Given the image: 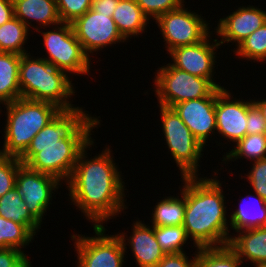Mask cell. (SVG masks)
I'll return each instance as SVG.
<instances>
[{
    "label": "cell",
    "instance_id": "cell-1",
    "mask_svg": "<svg viewBox=\"0 0 266 267\" xmlns=\"http://www.w3.org/2000/svg\"><path fill=\"white\" fill-rule=\"evenodd\" d=\"M93 139L79 154L73 172L66 182L70 203L75 205L91 226L105 225L110 219L119 217L128 207L125 199L124 175L115 162L111 147L97 155L87 153L94 145ZM89 148V149H88ZM114 158V159H113Z\"/></svg>",
    "mask_w": 266,
    "mask_h": 267
},
{
    "label": "cell",
    "instance_id": "cell-2",
    "mask_svg": "<svg viewBox=\"0 0 266 267\" xmlns=\"http://www.w3.org/2000/svg\"><path fill=\"white\" fill-rule=\"evenodd\" d=\"M182 177L181 194L185 197L183 227L193 247H219L229 244L230 219L225 193L217 176ZM215 176V177H214Z\"/></svg>",
    "mask_w": 266,
    "mask_h": 267
},
{
    "label": "cell",
    "instance_id": "cell-3",
    "mask_svg": "<svg viewBox=\"0 0 266 267\" xmlns=\"http://www.w3.org/2000/svg\"><path fill=\"white\" fill-rule=\"evenodd\" d=\"M70 75L52 66L43 57L21 55L19 85L21 97L56 105L61 110L77 108L71 102L75 94V84ZM74 85V87H73ZM75 106V107H74Z\"/></svg>",
    "mask_w": 266,
    "mask_h": 267
},
{
    "label": "cell",
    "instance_id": "cell-4",
    "mask_svg": "<svg viewBox=\"0 0 266 267\" xmlns=\"http://www.w3.org/2000/svg\"><path fill=\"white\" fill-rule=\"evenodd\" d=\"M6 109L4 142L0 155L20 158L32 139L62 110L56 105L20 97L2 105Z\"/></svg>",
    "mask_w": 266,
    "mask_h": 267
},
{
    "label": "cell",
    "instance_id": "cell-5",
    "mask_svg": "<svg viewBox=\"0 0 266 267\" xmlns=\"http://www.w3.org/2000/svg\"><path fill=\"white\" fill-rule=\"evenodd\" d=\"M159 107L162 134L166 141L168 153L179 167L182 177H195L199 174L202 152L205 146L192 134L190 129L185 125L172 107L157 105Z\"/></svg>",
    "mask_w": 266,
    "mask_h": 267
},
{
    "label": "cell",
    "instance_id": "cell-6",
    "mask_svg": "<svg viewBox=\"0 0 266 267\" xmlns=\"http://www.w3.org/2000/svg\"><path fill=\"white\" fill-rule=\"evenodd\" d=\"M52 29L46 31L38 30L41 33L42 44L47 53L43 59L47 60L57 69L67 72L69 75L89 76L91 67V57H89L81 43L76 38L71 23L61 22Z\"/></svg>",
    "mask_w": 266,
    "mask_h": 267
},
{
    "label": "cell",
    "instance_id": "cell-7",
    "mask_svg": "<svg viewBox=\"0 0 266 267\" xmlns=\"http://www.w3.org/2000/svg\"><path fill=\"white\" fill-rule=\"evenodd\" d=\"M93 139H61V144L30 145L19 158L29 169L50 174L66 183L80 152Z\"/></svg>",
    "mask_w": 266,
    "mask_h": 267
},
{
    "label": "cell",
    "instance_id": "cell-8",
    "mask_svg": "<svg viewBox=\"0 0 266 267\" xmlns=\"http://www.w3.org/2000/svg\"><path fill=\"white\" fill-rule=\"evenodd\" d=\"M154 92L159 105L172 107L180 102L208 97L217 87L207 78L173 67L170 62L157 68Z\"/></svg>",
    "mask_w": 266,
    "mask_h": 267
},
{
    "label": "cell",
    "instance_id": "cell-9",
    "mask_svg": "<svg viewBox=\"0 0 266 267\" xmlns=\"http://www.w3.org/2000/svg\"><path fill=\"white\" fill-rule=\"evenodd\" d=\"M94 236L71 234L77 267H123L126 250L118 233L105 234L104 225L93 226ZM125 255V256H124Z\"/></svg>",
    "mask_w": 266,
    "mask_h": 267
},
{
    "label": "cell",
    "instance_id": "cell-10",
    "mask_svg": "<svg viewBox=\"0 0 266 267\" xmlns=\"http://www.w3.org/2000/svg\"><path fill=\"white\" fill-rule=\"evenodd\" d=\"M202 15L186 8L183 3L179 8L164 13L154 21L163 36L167 53L179 46L197 44L213 32L210 31L212 26Z\"/></svg>",
    "mask_w": 266,
    "mask_h": 267
},
{
    "label": "cell",
    "instance_id": "cell-11",
    "mask_svg": "<svg viewBox=\"0 0 266 267\" xmlns=\"http://www.w3.org/2000/svg\"><path fill=\"white\" fill-rule=\"evenodd\" d=\"M86 112L79 106L74 110H62L34 136L30 145L61 144V139H94L91 137L93 129L100 127L102 120Z\"/></svg>",
    "mask_w": 266,
    "mask_h": 267
},
{
    "label": "cell",
    "instance_id": "cell-12",
    "mask_svg": "<svg viewBox=\"0 0 266 267\" xmlns=\"http://www.w3.org/2000/svg\"><path fill=\"white\" fill-rule=\"evenodd\" d=\"M62 182L56 177L37 172L22 165L16 174L15 187L26 203L30 214L42 225L53 193L60 189Z\"/></svg>",
    "mask_w": 266,
    "mask_h": 267
},
{
    "label": "cell",
    "instance_id": "cell-13",
    "mask_svg": "<svg viewBox=\"0 0 266 267\" xmlns=\"http://www.w3.org/2000/svg\"><path fill=\"white\" fill-rule=\"evenodd\" d=\"M72 24L76 38L81 43L85 53L93 59V53L112 44L128 42L119 32L112 17L89 9Z\"/></svg>",
    "mask_w": 266,
    "mask_h": 267
},
{
    "label": "cell",
    "instance_id": "cell-14",
    "mask_svg": "<svg viewBox=\"0 0 266 267\" xmlns=\"http://www.w3.org/2000/svg\"><path fill=\"white\" fill-rule=\"evenodd\" d=\"M211 32L203 41L187 46H179L169 51L167 54L171 56L173 67L186 71L194 76L209 79L217 88L224 86L216 82L215 67L217 60V49L221 47L218 39H213ZM211 39V40H210ZM216 65V66H215ZM220 84V85H219Z\"/></svg>",
    "mask_w": 266,
    "mask_h": 267
},
{
    "label": "cell",
    "instance_id": "cell-15",
    "mask_svg": "<svg viewBox=\"0 0 266 267\" xmlns=\"http://www.w3.org/2000/svg\"><path fill=\"white\" fill-rule=\"evenodd\" d=\"M228 89L216 88V134L234 145L247 134V111L254 102L237 99Z\"/></svg>",
    "mask_w": 266,
    "mask_h": 267
},
{
    "label": "cell",
    "instance_id": "cell-16",
    "mask_svg": "<svg viewBox=\"0 0 266 267\" xmlns=\"http://www.w3.org/2000/svg\"><path fill=\"white\" fill-rule=\"evenodd\" d=\"M266 23V11L257 6L243 5L227 16L218 20L214 27V34L220 38L218 43L222 46L225 43L235 44L237 47L249 35Z\"/></svg>",
    "mask_w": 266,
    "mask_h": 267
},
{
    "label": "cell",
    "instance_id": "cell-17",
    "mask_svg": "<svg viewBox=\"0 0 266 267\" xmlns=\"http://www.w3.org/2000/svg\"><path fill=\"white\" fill-rule=\"evenodd\" d=\"M216 89L208 96L173 105L172 108L192 134L206 147L216 133Z\"/></svg>",
    "mask_w": 266,
    "mask_h": 267
},
{
    "label": "cell",
    "instance_id": "cell-18",
    "mask_svg": "<svg viewBox=\"0 0 266 267\" xmlns=\"http://www.w3.org/2000/svg\"><path fill=\"white\" fill-rule=\"evenodd\" d=\"M138 220V221H137ZM133 221L130 229L131 235L128 237L127 232H118L122 239L125 250L127 246L131 250L138 267H156L159 261L166 255L154 234V226L146 225L139 218Z\"/></svg>",
    "mask_w": 266,
    "mask_h": 267
},
{
    "label": "cell",
    "instance_id": "cell-19",
    "mask_svg": "<svg viewBox=\"0 0 266 267\" xmlns=\"http://www.w3.org/2000/svg\"><path fill=\"white\" fill-rule=\"evenodd\" d=\"M14 16L30 30L50 28L61 23L56 0H13ZM37 22L38 26L32 25ZM40 27V28H39Z\"/></svg>",
    "mask_w": 266,
    "mask_h": 267
},
{
    "label": "cell",
    "instance_id": "cell-20",
    "mask_svg": "<svg viewBox=\"0 0 266 267\" xmlns=\"http://www.w3.org/2000/svg\"><path fill=\"white\" fill-rule=\"evenodd\" d=\"M228 245L237 253L242 263H266V227L240 230L231 236Z\"/></svg>",
    "mask_w": 266,
    "mask_h": 267
},
{
    "label": "cell",
    "instance_id": "cell-21",
    "mask_svg": "<svg viewBox=\"0 0 266 267\" xmlns=\"http://www.w3.org/2000/svg\"><path fill=\"white\" fill-rule=\"evenodd\" d=\"M238 205L237 209L229 212L230 230L236 233L240 230L266 227V201L258 194L246 195L240 199Z\"/></svg>",
    "mask_w": 266,
    "mask_h": 267
},
{
    "label": "cell",
    "instance_id": "cell-22",
    "mask_svg": "<svg viewBox=\"0 0 266 267\" xmlns=\"http://www.w3.org/2000/svg\"><path fill=\"white\" fill-rule=\"evenodd\" d=\"M112 18L119 32L127 41L133 37L142 36L149 26L148 24H151L135 0H120Z\"/></svg>",
    "mask_w": 266,
    "mask_h": 267
},
{
    "label": "cell",
    "instance_id": "cell-23",
    "mask_svg": "<svg viewBox=\"0 0 266 267\" xmlns=\"http://www.w3.org/2000/svg\"><path fill=\"white\" fill-rule=\"evenodd\" d=\"M21 55L0 52V102H13L21 97L19 67Z\"/></svg>",
    "mask_w": 266,
    "mask_h": 267
},
{
    "label": "cell",
    "instance_id": "cell-24",
    "mask_svg": "<svg viewBox=\"0 0 266 267\" xmlns=\"http://www.w3.org/2000/svg\"><path fill=\"white\" fill-rule=\"evenodd\" d=\"M0 216L25 225L34 235L40 231L41 224L30 214L16 187L0 197Z\"/></svg>",
    "mask_w": 266,
    "mask_h": 267
},
{
    "label": "cell",
    "instance_id": "cell-25",
    "mask_svg": "<svg viewBox=\"0 0 266 267\" xmlns=\"http://www.w3.org/2000/svg\"><path fill=\"white\" fill-rule=\"evenodd\" d=\"M179 195V196H178ZM163 196L161 200L156 202L154 210L150 214L152 217V226H178L184 223V213H185V197L181 194Z\"/></svg>",
    "mask_w": 266,
    "mask_h": 267
},
{
    "label": "cell",
    "instance_id": "cell-26",
    "mask_svg": "<svg viewBox=\"0 0 266 267\" xmlns=\"http://www.w3.org/2000/svg\"><path fill=\"white\" fill-rule=\"evenodd\" d=\"M233 146L222 156L225 164L242 158L251 162L266 158V134H246Z\"/></svg>",
    "mask_w": 266,
    "mask_h": 267
},
{
    "label": "cell",
    "instance_id": "cell-27",
    "mask_svg": "<svg viewBox=\"0 0 266 267\" xmlns=\"http://www.w3.org/2000/svg\"><path fill=\"white\" fill-rule=\"evenodd\" d=\"M29 34L27 26L14 16L0 26V52L18 55L29 53L24 46L29 40Z\"/></svg>",
    "mask_w": 266,
    "mask_h": 267
},
{
    "label": "cell",
    "instance_id": "cell-28",
    "mask_svg": "<svg viewBox=\"0 0 266 267\" xmlns=\"http://www.w3.org/2000/svg\"><path fill=\"white\" fill-rule=\"evenodd\" d=\"M242 264L229 245L198 248L197 267H243Z\"/></svg>",
    "mask_w": 266,
    "mask_h": 267
},
{
    "label": "cell",
    "instance_id": "cell-29",
    "mask_svg": "<svg viewBox=\"0 0 266 267\" xmlns=\"http://www.w3.org/2000/svg\"><path fill=\"white\" fill-rule=\"evenodd\" d=\"M34 236L25 225L0 216V248H15L26 252L23 248L34 241Z\"/></svg>",
    "mask_w": 266,
    "mask_h": 267
},
{
    "label": "cell",
    "instance_id": "cell-30",
    "mask_svg": "<svg viewBox=\"0 0 266 267\" xmlns=\"http://www.w3.org/2000/svg\"><path fill=\"white\" fill-rule=\"evenodd\" d=\"M231 51L237 58L257 63L266 61V23L249 35L241 44Z\"/></svg>",
    "mask_w": 266,
    "mask_h": 267
},
{
    "label": "cell",
    "instance_id": "cell-31",
    "mask_svg": "<svg viewBox=\"0 0 266 267\" xmlns=\"http://www.w3.org/2000/svg\"><path fill=\"white\" fill-rule=\"evenodd\" d=\"M154 234L166 254L185 252L183 247L188 244L189 238L183 225L154 226Z\"/></svg>",
    "mask_w": 266,
    "mask_h": 267
},
{
    "label": "cell",
    "instance_id": "cell-32",
    "mask_svg": "<svg viewBox=\"0 0 266 267\" xmlns=\"http://www.w3.org/2000/svg\"><path fill=\"white\" fill-rule=\"evenodd\" d=\"M22 165L17 157L0 155V197L15 187L16 174Z\"/></svg>",
    "mask_w": 266,
    "mask_h": 267
},
{
    "label": "cell",
    "instance_id": "cell-33",
    "mask_svg": "<svg viewBox=\"0 0 266 267\" xmlns=\"http://www.w3.org/2000/svg\"><path fill=\"white\" fill-rule=\"evenodd\" d=\"M93 0H56L60 19L64 23H73L77 18L84 15Z\"/></svg>",
    "mask_w": 266,
    "mask_h": 267
},
{
    "label": "cell",
    "instance_id": "cell-34",
    "mask_svg": "<svg viewBox=\"0 0 266 267\" xmlns=\"http://www.w3.org/2000/svg\"><path fill=\"white\" fill-rule=\"evenodd\" d=\"M252 163L251 170L245 174L246 177L241 175L240 178L246 179L254 193L266 201V158Z\"/></svg>",
    "mask_w": 266,
    "mask_h": 267
},
{
    "label": "cell",
    "instance_id": "cell-35",
    "mask_svg": "<svg viewBox=\"0 0 266 267\" xmlns=\"http://www.w3.org/2000/svg\"><path fill=\"white\" fill-rule=\"evenodd\" d=\"M144 14L153 22L164 13L179 8L184 2L182 0H135Z\"/></svg>",
    "mask_w": 266,
    "mask_h": 267
},
{
    "label": "cell",
    "instance_id": "cell-36",
    "mask_svg": "<svg viewBox=\"0 0 266 267\" xmlns=\"http://www.w3.org/2000/svg\"><path fill=\"white\" fill-rule=\"evenodd\" d=\"M26 253L15 248H0V267H32Z\"/></svg>",
    "mask_w": 266,
    "mask_h": 267
},
{
    "label": "cell",
    "instance_id": "cell-37",
    "mask_svg": "<svg viewBox=\"0 0 266 267\" xmlns=\"http://www.w3.org/2000/svg\"><path fill=\"white\" fill-rule=\"evenodd\" d=\"M190 257L192 258L189 259L186 252L166 254L156 267H197L198 248Z\"/></svg>",
    "mask_w": 266,
    "mask_h": 267
},
{
    "label": "cell",
    "instance_id": "cell-38",
    "mask_svg": "<svg viewBox=\"0 0 266 267\" xmlns=\"http://www.w3.org/2000/svg\"><path fill=\"white\" fill-rule=\"evenodd\" d=\"M247 134H266V122L260 108L253 103L247 111Z\"/></svg>",
    "mask_w": 266,
    "mask_h": 267
},
{
    "label": "cell",
    "instance_id": "cell-39",
    "mask_svg": "<svg viewBox=\"0 0 266 267\" xmlns=\"http://www.w3.org/2000/svg\"><path fill=\"white\" fill-rule=\"evenodd\" d=\"M120 0H93L91 10L112 17Z\"/></svg>",
    "mask_w": 266,
    "mask_h": 267
},
{
    "label": "cell",
    "instance_id": "cell-40",
    "mask_svg": "<svg viewBox=\"0 0 266 267\" xmlns=\"http://www.w3.org/2000/svg\"><path fill=\"white\" fill-rule=\"evenodd\" d=\"M14 17L13 0H0V26Z\"/></svg>",
    "mask_w": 266,
    "mask_h": 267
},
{
    "label": "cell",
    "instance_id": "cell-41",
    "mask_svg": "<svg viewBox=\"0 0 266 267\" xmlns=\"http://www.w3.org/2000/svg\"><path fill=\"white\" fill-rule=\"evenodd\" d=\"M260 99V100H259ZM258 100H253V102L260 108L262 114H263V118L266 122V98L261 99L259 98Z\"/></svg>",
    "mask_w": 266,
    "mask_h": 267
},
{
    "label": "cell",
    "instance_id": "cell-42",
    "mask_svg": "<svg viewBox=\"0 0 266 267\" xmlns=\"http://www.w3.org/2000/svg\"><path fill=\"white\" fill-rule=\"evenodd\" d=\"M254 267H266V263H260L253 265Z\"/></svg>",
    "mask_w": 266,
    "mask_h": 267
},
{
    "label": "cell",
    "instance_id": "cell-43",
    "mask_svg": "<svg viewBox=\"0 0 266 267\" xmlns=\"http://www.w3.org/2000/svg\"><path fill=\"white\" fill-rule=\"evenodd\" d=\"M1 104H2V103L0 102V105H1ZM0 107H1V108H0V113H2V110H1V109H2V106H0ZM0 115H1V114H0Z\"/></svg>",
    "mask_w": 266,
    "mask_h": 267
}]
</instances>
